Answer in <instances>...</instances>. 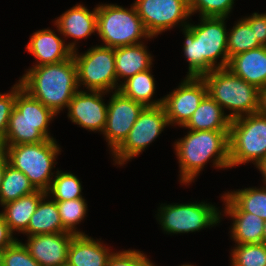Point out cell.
<instances>
[{"label": "cell", "mask_w": 266, "mask_h": 266, "mask_svg": "<svg viewBox=\"0 0 266 266\" xmlns=\"http://www.w3.org/2000/svg\"><path fill=\"white\" fill-rule=\"evenodd\" d=\"M226 17H201V25H185L184 54L189 62L187 76L201 77L215 69L227 68L229 56L224 20ZM221 62L216 66V60Z\"/></svg>", "instance_id": "1"}, {"label": "cell", "mask_w": 266, "mask_h": 266, "mask_svg": "<svg viewBox=\"0 0 266 266\" xmlns=\"http://www.w3.org/2000/svg\"><path fill=\"white\" fill-rule=\"evenodd\" d=\"M19 82L32 97L57 114L68 107L77 92V66L73 56L58 63L34 66Z\"/></svg>", "instance_id": "2"}, {"label": "cell", "mask_w": 266, "mask_h": 266, "mask_svg": "<svg viewBox=\"0 0 266 266\" xmlns=\"http://www.w3.org/2000/svg\"><path fill=\"white\" fill-rule=\"evenodd\" d=\"M229 132L190 130L187 136L176 142L175 150L180 163L182 183L194 180L208 159L213 156V164L216 167L230 168Z\"/></svg>", "instance_id": "3"}, {"label": "cell", "mask_w": 266, "mask_h": 266, "mask_svg": "<svg viewBox=\"0 0 266 266\" xmlns=\"http://www.w3.org/2000/svg\"><path fill=\"white\" fill-rule=\"evenodd\" d=\"M54 116L55 113L50 108L32 97L19 82L16 84L15 107L9 118L5 137L6 147L53 139L48 134L47 127Z\"/></svg>", "instance_id": "4"}, {"label": "cell", "mask_w": 266, "mask_h": 266, "mask_svg": "<svg viewBox=\"0 0 266 266\" xmlns=\"http://www.w3.org/2000/svg\"><path fill=\"white\" fill-rule=\"evenodd\" d=\"M201 77L207 86V94L222 109L233 111L228 115L231 120L241 117L242 113H257L259 89L234 75L228 68L215 69Z\"/></svg>", "instance_id": "5"}, {"label": "cell", "mask_w": 266, "mask_h": 266, "mask_svg": "<svg viewBox=\"0 0 266 266\" xmlns=\"http://www.w3.org/2000/svg\"><path fill=\"white\" fill-rule=\"evenodd\" d=\"M60 148L55 140L35 144H18L6 147L8 163L23 172L36 190L48 192L51 172Z\"/></svg>", "instance_id": "6"}, {"label": "cell", "mask_w": 266, "mask_h": 266, "mask_svg": "<svg viewBox=\"0 0 266 266\" xmlns=\"http://www.w3.org/2000/svg\"><path fill=\"white\" fill-rule=\"evenodd\" d=\"M97 32L105 47L136 45L141 37L151 38L133 4L127 10L118 5L97 7Z\"/></svg>", "instance_id": "7"}, {"label": "cell", "mask_w": 266, "mask_h": 266, "mask_svg": "<svg viewBox=\"0 0 266 266\" xmlns=\"http://www.w3.org/2000/svg\"><path fill=\"white\" fill-rule=\"evenodd\" d=\"M246 116V117H244ZM266 158V116L259 113L231 120L229 132L230 167Z\"/></svg>", "instance_id": "8"}, {"label": "cell", "mask_w": 266, "mask_h": 266, "mask_svg": "<svg viewBox=\"0 0 266 266\" xmlns=\"http://www.w3.org/2000/svg\"><path fill=\"white\" fill-rule=\"evenodd\" d=\"M72 56L77 66L78 86L80 82L91 91L116 89L115 48L96 46L85 54Z\"/></svg>", "instance_id": "9"}, {"label": "cell", "mask_w": 266, "mask_h": 266, "mask_svg": "<svg viewBox=\"0 0 266 266\" xmlns=\"http://www.w3.org/2000/svg\"><path fill=\"white\" fill-rule=\"evenodd\" d=\"M169 125L162 105L145 106L124 142L113 152L118 164L142 152Z\"/></svg>", "instance_id": "10"}, {"label": "cell", "mask_w": 266, "mask_h": 266, "mask_svg": "<svg viewBox=\"0 0 266 266\" xmlns=\"http://www.w3.org/2000/svg\"><path fill=\"white\" fill-rule=\"evenodd\" d=\"M161 226L168 233H189L219 222V212L205 203L174 204L160 208Z\"/></svg>", "instance_id": "11"}, {"label": "cell", "mask_w": 266, "mask_h": 266, "mask_svg": "<svg viewBox=\"0 0 266 266\" xmlns=\"http://www.w3.org/2000/svg\"><path fill=\"white\" fill-rule=\"evenodd\" d=\"M134 6L151 37L191 15L189 0H136Z\"/></svg>", "instance_id": "12"}, {"label": "cell", "mask_w": 266, "mask_h": 266, "mask_svg": "<svg viewBox=\"0 0 266 266\" xmlns=\"http://www.w3.org/2000/svg\"><path fill=\"white\" fill-rule=\"evenodd\" d=\"M145 106L115 90L107 105L103 134L114 152L127 138L129 131Z\"/></svg>", "instance_id": "13"}, {"label": "cell", "mask_w": 266, "mask_h": 266, "mask_svg": "<svg viewBox=\"0 0 266 266\" xmlns=\"http://www.w3.org/2000/svg\"><path fill=\"white\" fill-rule=\"evenodd\" d=\"M206 95L207 86L203 78L187 76L177 90L163 98L162 106L169 124L184 126Z\"/></svg>", "instance_id": "14"}, {"label": "cell", "mask_w": 266, "mask_h": 266, "mask_svg": "<svg viewBox=\"0 0 266 266\" xmlns=\"http://www.w3.org/2000/svg\"><path fill=\"white\" fill-rule=\"evenodd\" d=\"M74 236L68 231L32 235L24 246L40 266H59L67 263L70 242Z\"/></svg>", "instance_id": "15"}, {"label": "cell", "mask_w": 266, "mask_h": 266, "mask_svg": "<svg viewBox=\"0 0 266 266\" xmlns=\"http://www.w3.org/2000/svg\"><path fill=\"white\" fill-rule=\"evenodd\" d=\"M103 91L87 94L77 91L68 104V116L72 122L92 131H102L106 125L107 105L102 101Z\"/></svg>", "instance_id": "16"}, {"label": "cell", "mask_w": 266, "mask_h": 266, "mask_svg": "<svg viewBox=\"0 0 266 266\" xmlns=\"http://www.w3.org/2000/svg\"><path fill=\"white\" fill-rule=\"evenodd\" d=\"M75 43L64 46L61 40L53 31L44 29L35 32L27 45V50L39 60L36 66L58 63L69 59L75 51Z\"/></svg>", "instance_id": "17"}, {"label": "cell", "mask_w": 266, "mask_h": 266, "mask_svg": "<svg viewBox=\"0 0 266 266\" xmlns=\"http://www.w3.org/2000/svg\"><path fill=\"white\" fill-rule=\"evenodd\" d=\"M227 68L258 89L266 87V46L245 51L229 59Z\"/></svg>", "instance_id": "18"}, {"label": "cell", "mask_w": 266, "mask_h": 266, "mask_svg": "<svg viewBox=\"0 0 266 266\" xmlns=\"http://www.w3.org/2000/svg\"><path fill=\"white\" fill-rule=\"evenodd\" d=\"M100 242L87 235H75L68 251L67 262L71 266H107L112 253Z\"/></svg>", "instance_id": "19"}, {"label": "cell", "mask_w": 266, "mask_h": 266, "mask_svg": "<svg viewBox=\"0 0 266 266\" xmlns=\"http://www.w3.org/2000/svg\"><path fill=\"white\" fill-rule=\"evenodd\" d=\"M230 123L222 107L207 94L183 127L194 131H230Z\"/></svg>", "instance_id": "20"}, {"label": "cell", "mask_w": 266, "mask_h": 266, "mask_svg": "<svg viewBox=\"0 0 266 266\" xmlns=\"http://www.w3.org/2000/svg\"><path fill=\"white\" fill-rule=\"evenodd\" d=\"M64 36L81 39L97 31V7L90 12L87 7L76 5L66 11L55 23Z\"/></svg>", "instance_id": "21"}, {"label": "cell", "mask_w": 266, "mask_h": 266, "mask_svg": "<svg viewBox=\"0 0 266 266\" xmlns=\"http://www.w3.org/2000/svg\"><path fill=\"white\" fill-rule=\"evenodd\" d=\"M47 195L46 192L37 190L32 194L5 203L4 212L1 213L9 226L10 231L22 233L28 228L31 216L34 214L40 200Z\"/></svg>", "instance_id": "22"}, {"label": "cell", "mask_w": 266, "mask_h": 266, "mask_svg": "<svg viewBox=\"0 0 266 266\" xmlns=\"http://www.w3.org/2000/svg\"><path fill=\"white\" fill-rule=\"evenodd\" d=\"M152 57L141 43L115 48V70L117 80L125 77L126 80L135 74L151 68Z\"/></svg>", "instance_id": "23"}, {"label": "cell", "mask_w": 266, "mask_h": 266, "mask_svg": "<svg viewBox=\"0 0 266 266\" xmlns=\"http://www.w3.org/2000/svg\"><path fill=\"white\" fill-rule=\"evenodd\" d=\"M223 197L226 212H250L266 220V188H246Z\"/></svg>", "instance_id": "24"}, {"label": "cell", "mask_w": 266, "mask_h": 266, "mask_svg": "<svg viewBox=\"0 0 266 266\" xmlns=\"http://www.w3.org/2000/svg\"><path fill=\"white\" fill-rule=\"evenodd\" d=\"M47 196L48 194L40 200L34 214L30 218L28 228L24 232L29 234V236L66 231L62 227L56 201L43 202Z\"/></svg>", "instance_id": "25"}, {"label": "cell", "mask_w": 266, "mask_h": 266, "mask_svg": "<svg viewBox=\"0 0 266 266\" xmlns=\"http://www.w3.org/2000/svg\"><path fill=\"white\" fill-rule=\"evenodd\" d=\"M234 219L232 237L237 244H260L264 220L250 212H226Z\"/></svg>", "instance_id": "26"}, {"label": "cell", "mask_w": 266, "mask_h": 266, "mask_svg": "<svg viewBox=\"0 0 266 266\" xmlns=\"http://www.w3.org/2000/svg\"><path fill=\"white\" fill-rule=\"evenodd\" d=\"M118 87L117 90L123 95L142 103L144 106H159L163 104V99L150 102L155 93L154 78L150 73V69L135 74Z\"/></svg>", "instance_id": "27"}, {"label": "cell", "mask_w": 266, "mask_h": 266, "mask_svg": "<svg viewBox=\"0 0 266 266\" xmlns=\"http://www.w3.org/2000/svg\"><path fill=\"white\" fill-rule=\"evenodd\" d=\"M37 191L28 177L7 162L0 188V203L17 200Z\"/></svg>", "instance_id": "28"}, {"label": "cell", "mask_w": 266, "mask_h": 266, "mask_svg": "<svg viewBox=\"0 0 266 266\" xmlns=\"http://www.w3.org/2000/svg\"><path fill=\"white\" fill-rule=\"evenodd\" d=\"M261 47L254 34V29L243 19L230 31L227 38L229 59L236 54Z\"/></svg>", "instance_id": "29"}, {"label": "cell", "mask_w": 266, "mask_h": 266, "mask_svg": "<svg viewBox=\"0 0 266 266\" xmlns=\"http://www.w3.org/2000/svg\"><path fill=\"white\" fill-rule=\"evenodd\" d=\"M58 212L60 215L62 227L75 235H84V233L76 231L74 226L86 215L87 204L85 199L78 198L75 200L56 201Z\"/></svg>", "instance_id": "30"}, {"label": "cell", "mask_w": 266, "mask_h": 266, "mask_svg": "<svg viewBox=\"0 0 266 266\" xmlns=\"http://www.w3.org/2000/svg\"><path fill=\"white\" fill-rule=\"evenodd\" d=\"M56 177L52 180L49 191L54 196V201H67L82 198L81 183L79 179L71 173L56 172Z\"/></svg>", "instance_id": "31"}, {"label": "cell", "mask_w": 266, "mask_h": 266, "mask_svg": "<svg viewBox=\"0 0 266 266\" xmlns=\"http://www.w3.org/2000/svg\"><path fill=\"white\" fill-rule=\"evenodd\" d=\"M231 266H266V245L237 244L232 252Z\"/></svg>", "instance_id": "32"}, {"label": "cell", "mask_w": 266, "mask_h": 266, "mask_svg": "<svg viewBox=\"0 0 266 266\" xmlns=\"http://www.w3.org/2000/svg\"><path fill=\"white\" fill-rule=\"evenodd\" d=\"M234 0H189L190 13L199 10L201 17H227Z\"/></svg>", "instance_id": "33"}, {"label": "cell", "mask_w": 266, "mask_h": 266, "mask_svg": "<svg viewBox=\"0 0 266 266\" xmlns=\"http://www.w3.org/2000/svg\"><path fill=\"white\" fill-rule=\"evenodd\" d=\"M3 266H40L22 242L16 241L4 249Z\"/></svg>", "instance_id": "34"}, {"label": "cell", "mask_w": 266, "mask_h": 266, "mask_svg": "<svg viewBox=\"0 0 266 266\" xmlns=\"http://www.w3.org/2000/svg\"><path fill=\"white\" fill-rule=\"evenodd\" d=\"M107 266H154L148 258L136 250L112 253Z\"/></svg>", "instance_id": "35"}, {"label": "cell", "mask_w": 266, "mask_h": 266, "mask_svg": "<svg viewBox=\"0 0 266 266\" xmlns=\"http://www.w3.org/2000/svg\"><path fill=\"white\" fill-rule=\"evenodd\" d=\"M11 93L0 94V138L5 140L9 118L15 107L16 85L12 88Z\"/></svg>", "instance_id": "36"}, {"label": "cell", "mask_w": 266, "mask_h": 266, "mask_svg": "<svg viewBox=\"0 0 266 266\" xmlns=\"http://www.w3.org/2000/svg\"><path fill=\"white\" fill-rule=\"evenodd\" d=\"M254 29V34L261 46H266V14H252L244 19Z\"/></svg>", "instance_id": "37"}, {"label": "cell", "mask_w": 266, "mask_h": 266, "mask_svg": "<svg viewBox=\"0 0 266 266\" xmlns=\"http://www.w3.org/2000/svg\"><path fill=\"white\" fill-rule=\"evenodd\" d=\"M16 240L12 236V232L9 229L3 215L0 213V249L12 245Z\"/></svg>", "instance_id": "38"}, {"label": "cell", "mask_w": 266, "mask_h": 266, "mask_svg": "<svg viewBox=\"0 0 266 266\" xmlns=\"http://www.w3.org/2000/svg\"><path fill=\"white\" fill-rule=\"evenodd\" d=\"M257 113L266 116V87L259 89L258 110Z\"/></svg>", "instance_id": "39"}, {"label": "cell", "mask_w": 266, "mask_h": 266, "mask_svg": "<svg viewBox=\"0 0 266 266\" xmlns=\"http://www.w3.org/2000/svg\"><path fill=\"white\" fill-rule=\"evenodd\" d=\"M8 159L5 156L2 160H0V188H1V183L3 179V174L7 166Z\"/></svg>", "instance_id": "40"}, {"label": "cell", "mask_w": 266, "mask_h": 266, "mask_svg": "<svg viewBox=\"0 0 266 266\" xmlns=\"http://www.w3.org/2000/svg\"><path fill=\"white\" fill-rule=\"evenodd\" d=\"M6 156V144L3 138H0V160Z\"/></svg>", "instance_id": "41"}, {"label": "cell", "mask_w": 266, "mask_h": 266, "mask_svg": "<svg viewBox=\"0 0 266 266\" xmlns=\"http://www.w3.org/2000/svg\"><path fill=\"white\" fill-rule=\"evenodd\" d=\"M257 167L260 169V171L262 172L263 176H264V181L266 183V158L263 159L258 165Z\"/></svg>", "instance_id": "42"}, {"label": "cell", "mask_w": 266, "mask_h": 266, "mask_svg": "<svg viewBox=\"0 0 266 266\" xmlns=\"http://www.w3.org/2000/svg\"><path fill=\"white\" fill-rule=\"evenodd\" d=\"M264 233H263V237H262V243H264L266 245V220L264 222Z\"/></svg>", "instance_id": "43"}, {"label": "cell", "mask_w": 266, "mask_h": 266, "mask_svg": "<svg viewBox=\"0 0 266 266\" xmlns=\"http://www.w3.org/2000/svg\"><path fill=\"white\" fill-rule=\"evenodd\" d=\"M4 249H0V266H3Z\"/></svg>", "instance_id": "44"}, {"label": "cell", "mask_w": 266, "mask_h": 266, "mask_svg": "<svg viewBox=\"0 0 266 266\" xmlns=\"http://www.w3.org/2000/svg\"><path fill=\"white\" fill-rule=\"evenodd\" d=\"M59 266H71V265L67 262V263H64V264L59 265Z\"/></svg>", "instance_id": "45"}]
</instances>
